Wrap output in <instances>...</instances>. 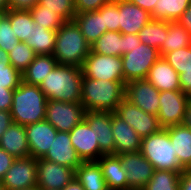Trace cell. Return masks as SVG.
<instances>
[{
  "mask_svg": "<svg viewBox=\"0 0 191 190\" xmlns=\"http://www.w3.org/2000/svg\"><path fill=\"white\" fill-rule=\"evenodd\" d=\"M124 81L96 80L83 77L81 104L86 111L115 112L125 98Z\"/></svg>",
  "mask_w": 191,
  "mask_h": 190,
  "instance_id": "1",
  "label": "cell"
},
{
  "mask_svg": "<svg viewBox=\"0 0 191 190\" xmlns=\"http://www.w3.org/2000/svg\"><path fill=\"white\" fill-rule=\"evenodd\" d=\"M82 68L57 64L40 84L47 100L81 103Z\"/></svg>",
  "mask_w": 191,
  "mask_h": 190,
  "instance_id": "2",
  "label": "cell"
},
{
  "mask_svg": "<svg viewBox=\"0 0 191 190\" xmlns=\"http://www.w3.org/2000/svg\"><path fill=\"white\" fill-rule=\"evenodd\" d=\"M47 102L39 86L22 81L13 93L12 121L27 126L45 120Z\"/></svg>",
  "mask_w": 191,
  "mask_h": 190,
  "instance_id": "3",
  "label": "cell"
},
{
  "mask_svg": "<svg viewBox=\"0 0 191 190\" xmlns=\"http://www.w3.org/2000/svg\"><path fill=\"white\" fill-rule=\"evenodd\" d=\"M90 51V44L74 21H66L56 30L53 57L58 64L81 68Z\"/></svg>",
  "mask_w": 191,
  "mask_h": 190,
  "instance_id": "4",
  "label": "cell"
},
{
  "mask_svg": "<svg viewBox=\"0 0 191 190\" xmlns=\"http://www.w3.org/2000/svg\"><path fill=\"white\" fill-rule=\"evenodd\" d=\"M140 152L155 170H171L180 174L185 170L179 164L166 128L142 138Z\"/></svg>",
  "mask_w": 191,
  "mask_h": 190,
  "instance_id": "5",
  "label": "cell"
},
{
  "mask_svg": "<svg viewBox=\"0 0 191 190\" xmlns=\"http://www.w3.org/2000/svg\"><path fill=\"white\" fill-rule=\"evenodd\" d=\"M159 50L141 43L121 56L124 83L146 79L149 69L160 58Z\"/></svg>",
  "mask_w": 191,
  "mask_h": 190,
  "instance_id": "6",
  "label": "cell"
},
{
  "mask_svg": "<svg viewBox=\"0 0 191 190\" xmlns=\"http://www.w3.org/2000/svg\"><path fill=\"white\" fill-rule=\"evenodd\" d=\"M81 68L83 77L124 81L122 60L119 56L100 55L90 51Z\"/></svg>",
  "mask_w": 191,
  "mask_h": 190,
  "instance_id": "7",
  "label": "cell"
},
{
  "mask_svg": "<svg viewBox=\"0 0 191 190\" xmlns=\"http://www.w3.org/2000/svg\"><path fill=\"white\" fill-rule=\"evenodd\" d=\"M85 112L81 103L48 100L45 120L57 131L70 132L84 119Z\"/></svg>",
  "mask_w": 191,
  "mask_h": 190,
  "instance_id": "8",
  "label": "cell"
},
{
  "mask_svg": "<svg viewBox=\"0 0 191 190\" xmlns=\"http://www.w3.org/2000/svg\"><path fill=\"white\" fill-rule=\"evenodd\" d=\"M191 98L181 90L161 91L159 95L158 121L162 128L183 123Z\"/></svg>",
  "mask_w": 191,
  "mask_h": 190,
  "instance_id": "9",
  "label": "cell"
},
{
  "mask_svg": "<svg viewBox=\"0 0 191 190\" xmlns=\"http://www.w3.org/2000/svg\"><path fill=\"white\" fill-rule=\"evenodd\" d=\"M114 113L132 127L141 139L162 129L156 115L144 112L126 98L120 102Z\"/></svg>",
  "mask_w": 191,
  "mask_h": 190,
  "instance_id": "10",
  "label": "cell"
},
{
  "mask_svg": "<svg viewBox=\"0 0 191 190\" xmlns=\"http://www.w3.org/2000/svg\"><path fill=\"white\" fill-rule=\"evenodd\" d=\"M2 183L5 190H23L37 186V159L32 156L16 158L5 173Z\"/></svg>",
  "mask_w": 191,
  "mask_h": 190,
  "instance_id": "11",
  "label": "cell"
},
{
  "mask_svg": "<svg viewBox=\"0 0 191 190\" xmlns=\"http://www.w3.org/2000/svg\"><path fill=\"white\" fill-rule=\"evenodd\" d=\"M126 170L128 190H143L155 171L140 151L119 155Z\"/></svg>",
  "mask_w": 191,
  "mask_h": 190,
  "instance_id": "12",
  "label": "cell"
},
{
  "mask_svg": "<svg viewBox=\"0 0 191 190\" xmlns=\"http://www.w3.org/2000/svg\"><path fill=\"white\" fill-rule=\"evenodd\" d=\"M74 178V169L43 158L37 159V186L41 190H62Z\"/></svg>",
  "mask_w": 191,
  "mask_h": 190,
  "instance_id": "13",
  "label": "cell"
},
{
  "mask_svg": "<svg viewBox=\"0 0 191 190\" xmlns=\"http://www.w3.org/2000/svg\"><path fill=\"white\" fill-rule=\"evenodd\" d=\"M160 91L146 79L126 83L125 98L146 113L158 115Z\"/></svg>",
  "mask_w": 191,
  "mask_h": 190,
  "instance_id": "14",
  "label": "cell"
},
{
  "mask_svg": "<svg viewBox=\"0 0 191 190\" xmlns=\"http://www.w3.org/2000/svg\"><path fill=\"white\" fill-rule=\"evenodd\" d=\"M69 136L72 146L82 162L97 161L104 155L95 140L94 131L85 119L69 132Z\"/></svg>",
  "mask_w": 191,
  "mask_h": 190,
  "instance_id": "15",
  "label": "cell"
},
{
  "mask_svg": "<svg viewBox=\"0 0 191 190\" xmlns=\"http://www.w3.org/2000/svg\"><path fill=\"white\" fill-rule=\"evenodd\" d=\"M84 119L94 131L99 149L104 155L115 154L111 112L86 111Z\"/></svg>",
  "mask_w": 191,
  "mask_h": 190,
  "instance_id": "16",
  "label": "cell"
},
{
  "mask_svg": "<svg viewBox=\"0 0 191 190\" xmlns=\"http://www.w3.org/2000/svg\"><path fill=\"white\" fill-rule=\"evenodd\" d=\"M30 156L43 158L49 151L57 130L46 120L25 126Z\"/></svg>",
  "mask_w": 191,
  "mask_h": 190,
  "instance_id": "17",
  "label": "cell"
},
{
  "mask_svg": "<svg viewBox=\"0 0 191 190\" xmlns=\"http://www.w3.org/2000/svg\"><path fill=\"white\" fill-rule=\"evenodd\" d=\"M43 159L76 170L82 163L69 136V132L58 131L49 151Z\"/></svg>",
  "mask_w": 191,
  "mask_h": 190,
  "instance_id": "18",
  "label": "cell"
},
{
  "mask_svg": "<svg viewBox=\"0 0 191 190\" xmlns=\"http://www.w3.org/2000/svg\"><path fill=\"white\" fill-rule=\"evenodd\" d=\"M112 132L115 142V154L137 152L141 149V138L126 122L111 112Z\"/></svg>",
  "mask_w": 191,
  "mask_h": 190,
  "instance_id": "19",
  "label": "cell"
},
{
  "mask_svg": "<svg viewBox=\"0 0 191 190\" xmlns=\"http://www.w3.org/2000/svg\"><path fill=\"white\" fill-rule=\"evenodd\" d=\"M151 19V14L138 5L120 0L119 31L122 34H138Z\"/></svg>",
  "mask_w": 191,
  "mask_h": 190,
  "instance_id": "20",
  "label": "cell"
},
{
  "mask_svg": "<svg viewBox=\"0 0 191 190\" xmlns=\"http://www.w3.org/2000/svg\"><path fill=\"white\" fill-rule=\"evenodd\" d=\"M146 80L160 92L181 90L179 74L163 57H160L149 69Z\"/></svg>",
  "mask_w": 191,
  "mask_h": 190,
  "instance_id": "21",
  "label": "cell"
},
{
  "mask_svg": "<svg viewBox=\"0 0 191 190\" xmlns=\"http://www.w3.org/2000/svg\"><path fill=\"white\" fill-rule=\"evenodd\" d=\"M97 162L101 166L109 190H128L126 170L119 155H103Z\"/></svg>",
  "mask_w": 191,
  "mask_h": 190,
  "instance_id": "22",
  "label": "cell"
},
{
  "mask_svg": "<svg viewBox=\"0 0 191 190\" xmlns=\"http://www.w3.org/2000/svg\"><path fill=\"white\" fill-rule=\"evenodd\" d=\"M166 131L176 151L179 164L185 170L191 169V128L179 124L167 127Z\"/></svg>",
  "mask_w": 191,
  "mask_h": 190,
  "instance_id": "23",
  "label": "cell"
},
{
  "mask_svg": "<svg viewBox=\"0 0 191 190\" xmlns=\"http://www.w3.org/2000/svg\"><path fill=\"white\" fill-rule=\"evenodd\" d=\"M0 148L15 158L30 156L25 126L12 123L0 139Z\"/></svg>",
  "mask_w": 191,
  "mask_h": 190,
  "instance_id": "24",
  "label": "cell"
},
{
  "mask_svg": "<svg viewBox=\"0 0 191 190\" xmlns=\"http://www.w3.org/2000/svg\"><path fill=\"white\" fill-rule=\"evenodd\" d=\"M73 21L77 24L90 46L107 31V27H104V15L98 10L76 13Z\"/></svg>",
  "mask_w": 191,
  "mask_h": 190,
  "instance_id": "25",
  "label": "cell"
},
{
  "mask_svg": "<svg viewBox=\"0 0 191 190\" xmlns=\"http://www.w3.org/2000/svg\"><path fill=\"white\" fill-rule=\"evenodd\" d=\"M75 178L85 190H109L97 161L82 162L75 170Z\"/></svg>",
  "mask_w": 191,
  "mask_h": 190,
  "instance_id": "26",
  "label": "cell"
},
{
  "mask_svg": "<svg viewBox=\"0 0 191 190\" xmlns=\"http://www.w3.org/2000/svg\"><path fill=\"white\" fill-rule=\"evenodd\" d=\"M57 64L53 55H36L34 60L22 73L23 81L28 84L40 86L44 78L48 76V73H50Z\"/></svg>",
  "mask_w": 191,
  "mask_h": 190,
  "instance_id": "27",
  "label": "cell"
},
{
  "mask_svg": "<svg viewBox=\"0 0 191 190\" xmlns=\"http://www.w3.org/2000/svg\"><path fill=\"white\" fill-rule=\"evenodd\" d=\"M56 41V30H48L39 24H35L32 19L31 38L26 43L37 55H53Z\"/></svg>",
  "mask_w": 191,
  "mask_h": 190,
  "instance_id": "28",
  "label": "cell"
},
{
  "mask_svg": "<svg viewBox=\"0 0 191 190\" xmlns=\"http://www.w3.org/2000/svg\"><path fill=\"white\" fill-rule=\"evenodd\" d=\"M91 51L100 55L123 56V34L106 31L91 45Z\"/></svg>",
  "mask_w": 191,
  "mask_h": 190,
  "instance_id": "29",
  "label": "cell"
},
{
  "mask_svg": "<svg viewBox=\"0 0 191 190\" xmlns=\"http://www.w3.org/2000/svg\"><path fill=\"white\" fill-rule=\"evenodd\" d=\"M190 4L191 0H158L151 17L152 19L176 22Z\"/></svg>",
  "mask_w": 191,
  "mask_h": 190,
  "instance_id": "30",
  "label": "cell"
},
{
  "mask_svg": "<svg viewBox=\"0 0 191 190\" xmlns=\"http://www.w3.org/2000/svg\"><path fill=\"white\" fill-rule=\"evenodd\" d=\"M168 33V21L151 19L138 33L141 43L160 49Z\"/></svg>",
  "mask_w": 191,
  "mask_h": 190,
  "instance_id": "31",
  "label": "cell"
},
{
  "mask_svg": "<svg viewBox=\"0 0 191 190\" xmlns=\"http://www.w3.org/2000/svg\"><path fill=\"white\" fill-rule=\"evenodd\" d=\"M191 44V34L178 22L168 21V33L162 47L159 49L160 56L165 53L188 47Z\"/></svg>",
  "mask_w": 191,
  "mask_h": 190,
  "instance_id": "32",
  "label": "cell"
},
{
  "mask_svg": "<svg viewBox=\"0 0 191 190\" xmlns=\"http://www.w3.org/2000/svg\"><path fill=\"white\" fill-rule=\"evenodd\" d=\"M6 16L10 19V24L20 42H26L31 38L32 16L26 10H7Z\"/></svg>",
  "mask_w": 191,
  "mask_h": 190,
  "instance_id": "33",
  "label": "cell"
},
{
  "mask_svg": "<svg viewBox=\"0 0 191 190\" xmlns=\"http://www.w3.org/2000/svg\"><path fill=\"white\" fill-rule=\"evenodd\" d=\"M179 179V172L155 170L143 190H179Z\"/></svg>",
  "mask_w": 191,
  "mask_h": 190,
  "instance_id": "34",
  "label": "cell"
},
{
  "mask_svg": "<svg viewBox=\"0 0 191 190\" xmlns=\"http://www.w3.org/2000/svg\"><path fill=\"white\" fill-rule=\"evenodd\" d=\"M34 50L26 42H17L13 50L8 52L10 64L23 73L36 57Z\"/></svg>",
  "mask_w": 191,
  "mask_h": 190,
  "instance_id": "35",
  "label": "cell"
},
{
  "mask_svg": "<svg viewBox=\"0 0 191 190\" xmlns=\"http://www.w3.org/2000/svg\"><path fill=\"white\" fill-rule=\"evenodd\" d=\"M31 16L35 24H39L48 30H57L65 21L55 11H50L46 6L35 5L31 10Z\"/></svg>",
  "mask_w": 191,
  "mask_h": 190,
  "instance_id": "36",
  "label": "cell"
},
{
  "mask_svg": "<svg viewBox=\"0 0 191 190\" xmlns=\"http://www.w3.org/2000/svg\"><path fill=\"white\" fill-rule=\"evenodd\" d=\"M178 74L191 72V47L167 52L162 56Z\"/></svg>",
  "mask_w": 191,
  "mask_h": 190,
  "instance_id": "37",
  "label": "cell"
},
{
  "mask_svg": "<svg viewBox=\"0 0 191 190\" xmlns=\"http://www.w3.org/2000/svg\"><path fill=\"white\" fill-rule=\"evenodd\" d=\"M38 4L55 11L65 22L73 21L76 15L74 0H39Z\"/></svg>",
  "mask_w": 191,
  "mask_h": 190,
  "instance_id": "38",
  "label": "cell"
},
{
  "mask_svg": "<svg viewBox=\"0 0 191 190\" xmlns=\"http://www.w3.org/2000/svg\"><path fill=\"white\" fill-rule=\"evenodd\" d=\"M98 11L104 15V27H107V31H119L120 0H113Z\"/></svg>",
  "mask_w": 191,
  "mask_h": 190,
  "instance_id": "39",
  "label": "cell"
},
{
  "mask_svg": "<svg viewBox=\"0 0 191 190\" xmlns=\"http://www.w3.org/2000/svg\"><path fill=\"white\" fill-rule=\"evenodd\" d=\"M23 81L22 73L11 64L0 65V86L15 90Z\"/></svg>",
  "mask_w": 191,
  "mask_h": 190,
  "instance_id": "40",
  "label": "cell"
},
{
  "mask_svg": "<svg viewBox=\"0 0 191 190\" xmlns=\"http://www.w3.org/2000/svg\"><path fill=\"white\" fill-rule=\"evenodd\" d=\"M17 42L19 40L11 27L10 19L5 15L0 21V48L8 53Z\"/></svg>",
  "mask_w": 191,
  "mask_h": 190,
  "instance_id": "41",
  "label": "cell"
},
{
  "mask_svg": "<svg viewBox=\"0 0 191 190\" xmlns=\"http://www.w3.org/2000/svg\"><path fill=\"white\" fill-rule=\"evenodd\" d=\"M112 0H74L76 13H84L99 10Z\"/></svg>",
  "mask_w": 191,
  "mask_h": 190,
  "instance_id": "42",
  "label": "cell"
},
{
  "mask_svg": "<svg viewBox=\"0 0 191 190\" xmlns=\"http://www.w3.org/2000/svg\"><path fill=\"white\" fill-rule=\"evenodd\" d=\"M14 90L0 86V110L10 111Z\"/></svg>",
  "mask_w": 191,
  "mask_h": 190,
  "instance_id": "43",
  "label": "cell"
},
{
  "mask_svg": "<svg viewBox=\"0 0 191 190\" xmlns=\"http://www.w3.org/2000/svg\"><path fill=\"white\" fill-rule=\"evenodd\" d=\"M39 0H8L9 10H26L30 11Z\"/></svg>",
  "mask_w": 191,
  "mask_h": 190,
  "instance_id": "44",
  "label": "cell"
},
{
  "mask_svg": "<svg viewBox=\"0 0 191 190\" xmlns=\"http://www.w3.org/2000/svg\"><path fill=\"white\" fill-rule=\"evenodd\" d=\"M15 159L16 158L14 156L0 148V180L3 179L5 173L12 166Z\"/></svg>",
  "mask_w": 191,
  "mask_h": 190,
  "instance_id": "45",
  "label": "cell"
},
{
  "mask_svg": "<svg viewBox=\"0 0 191 190\" xmlns=\"http://www.w3.org/2000/svg\"><path fill=\"white\" fill-rule=\"evenodd\" d=\"M141 41L138 34H123V55L132 50L136 45H140Z\"/></svg>",
  "mask_w": 191,
  "mask_h": 190,
  "instance_id": "46",
  "label": "cell"
},
{
  "mask_svg": "<svg viewBox=\"0 0 191 190\" xmlns=\"http://www.w3.org/2000/svg\"><path fill=\"white\" fill-rule=\"evenodd\" d=\"M179 83L181 91L191 98V72L180 73Z\"/></svg>",
  "mask_w": 191,
  "mask_h": 190,
  "instance_id": "47",
  "label": "cell"
},
{
  "mask_svg": "<svg viewBox=\"0 0 191 190\" xmlns=\"http://www.w3.org/2000/svg\"><path fill=\"white\" fill-rule=\"evenodd\" d=\"M12 123L11 112L0 110V139Z\"/></svg>",
  "mask_w": 191,
  "mask_h": 190,
  "instance_id": "48",
  "label": "cell"
},
{
  "mask_svg": "<svg viewBox=\"0 0 191 190\" xmlns=\"http://www.w3.org/2000/svg\"><path fill=\"white\" fill-rule=\"evenodd\" d=\"M179 190H191V169H186L180 174Z\"/></svg>",
  "mask_w": 191,
  "mask_h": 190,
  "instance_id": "49",
  "label": "cell"
},
{
  "mask_svg": "<svg viewBox=\"0 0 191 190\" xmlns=\"http://www.w3.org/2000/svg\"><path fill=\"white\" fill-rule=\"evenodd\" d=\"M191 34V4L176 21Z\"/></svg>",
  "mask_w": 191,
  "mask_h": 190,
  "instance_id": "50",
  "label": "cell"
},
{
  "mask_svg": "<svg viewBox=\"0 0 191 190\" xmlns=\"http://www.w3.org/2000/svg\"><path fill=\"white\" fill-rule=\"evenodd\" d=\"M135 5H138L140 8L146 10L150 14L153 13L154 6L158 0H127Z\"/></svg>",
  "mask_w": 191,
  "mask_h": 190,
  "instance_id": "51",
  "label": "cell"
},
{
  "mask_svg": "<svg viewBox=\"0 0 191 190\" xmlns=\"http://www.w3.org/2000/svg\"><path fill=\"white\" fill-rule=\"evenodd\" d=\"M62 190H85L81 183L74 178Z\"/></svg>",
  "mask_w": 191,
  "mask_h": 190,
  "instance_id": "52",
  "label": "cell"
},
{
  "mask_svg": "<svg viewBox=\"0 0 191 190\" xmlns=\"http://www.w3.org/2000/svg\"><path fill=\"white\" fill-rule=\"evenodd\" d=\"M182 124L188 128H191V101L187 105L186 112L184 115V120H183Z\"/></svg>",
  "mask_w": 191,
  "mask_h": 190,
  "instance_id": "53",
  "label": "cell"
},
{
  "mask_svg": "<svg viewBox=\"0 0 191 190\" xmlns=\"http://www.w3.org/2000/svg\"><path fill=\"white\" fill-rule=\"evenodd\" d=\"M3 64H10V61L8 53L0 48V65Z\"/></svg>",
  "mask_w": 191,
  "mask_h": 190,
  "instance_id": "54",
  "label": "cell"
},
{
  "mask_svg": "<svg viewBox=\"0 0 191 190\" xmlns=\"http://www.w3.org/2000/svg\"><path fill=\"white\" fill-rule=\"evenodd\" d=\"M8 9V0H0V10H4L6 12Z\"/></svg>",
  "mask_w": 191,
  "mask_h": 190,
  "instance_id": "55",
  "label": "cell"
},
{
  "mask_svg": "<svg viewBox=\"0 0 191 190\" xmlns=\"http://www.w3.org/2000/svg\"><path fill=\"white\" fill-rule=\"evenodd\" d=\"M6 15V12L4 10H0V21L1 19Z\"/></svg>",
  "mask_w": 191,
  "mask_h": 190,
  "instance_id": "56",
  "label": "cell"
},
{
  "mask_svg": "<svg viewBox=\"0 0 191 190\" xmlns=\"http://www.w3.org/2000/svg\"><path fill=\"white\" fill-rule=\"evenodd\" d=\"M23 190H41L38 186H34L28 189H23Z\"/></svg>",
  "mask_w": 191,
  "mask_h": 190,
  "instance_id": "57",
  "label": "cell"
},
{
  "mask_svg": "<svg viewBox=\"0 0 191 190\" xmlns=\"http://www.w3.org/2000/svg\"><path fill=\"white\" fill-rule=\"evenodd\" d=\"M0 190H5L4 186H3V183H2V180H0Z\"/></svg>",
  "mask_w": 191,
  "mask_h": 190,
  "instance_id": "58",
  "label": "cell"
}]
</instances>
